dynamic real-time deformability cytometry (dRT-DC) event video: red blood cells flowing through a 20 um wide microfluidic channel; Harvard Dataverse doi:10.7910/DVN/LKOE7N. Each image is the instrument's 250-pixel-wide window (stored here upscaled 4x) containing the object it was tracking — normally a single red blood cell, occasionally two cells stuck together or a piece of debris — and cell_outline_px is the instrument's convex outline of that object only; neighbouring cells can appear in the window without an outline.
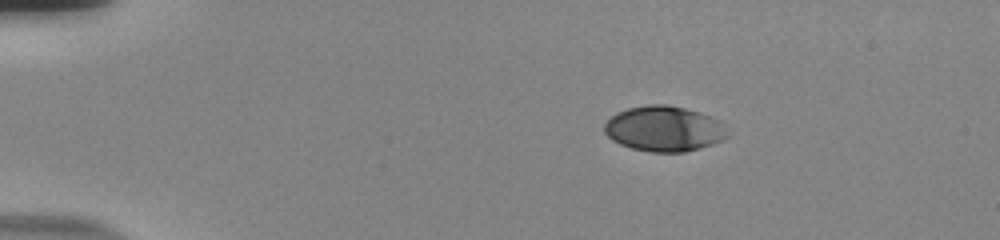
{"species": "human", "species_latin": "Homo sapiens", "temperature_condition": "room temperature", "stored_images_in_passage": 47, "camera_frame_rate_fps": 3000, "um_per_image_px": 0.085, "donor": {"sex": "male"}, "frame": {"image": 1, "passage_image": 1, "time_ms": 0.0, "image_size_px": [1000, 240], "cell_outline_px": [[728, 136], [724, 140], [700, 148], [684, 152], [648, 152], [632, 148], [620, 144], [612, 140], [604, 132], [604, 124], [616, 112], [628, 108], [648, 104], [668, 104], [684, 108], [708, 116], [724, 124]], "centroid_in_image_um": [56.42, 10.95], "position_along_channel_um": 28.6, "area_um2": 32.48}}
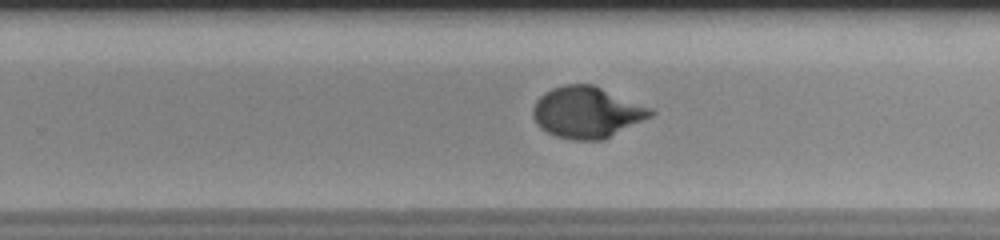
{"frame": {"image": 2, "passage_image": 28, "time_ms": 9.0, "image_size_px": [1000, 240], "cell_outline_px": [[656, 112], [652, 116], [604, 140], [572, 140], [556, 136], [540, 128], [536, 124], [532, 116], [532, 108], [536, 100], [544, 92], [552, 88], [564, 84], [592, 84], [652, 108]], "centroid_in_image_um": [49.87, 9.55], "position_along_channel_um": 279.9, "area_um2": 35.37}}
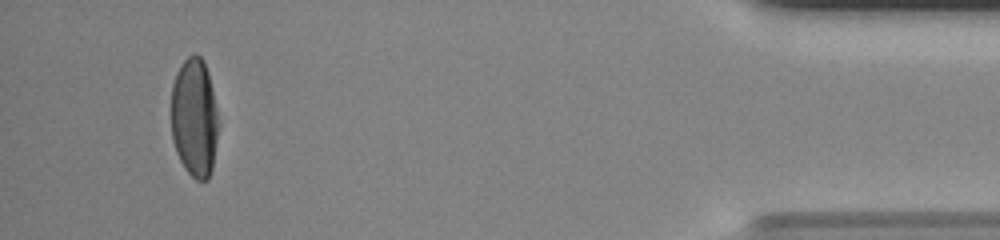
{"frame": {"image": 3, "passage_image": 44, "time_ms": 14.333, "image_size_px": [1000, 240], "cell_outline_px": [[220, 124], [212, 168], [208, 180], [196, 180], [184, 168], [176, 152], [172, 140], [172, 84], [176, 72], [180, 64], [192, 52], [196, 52], [204, 60], [208, 72]], "centroid_in_image_um": [16.53, 9.98], "position_along_channel_um": 418.7, "area_um2": 33.23}, "authors_computed_cell_mechanics": {"area_um2": 33.7552, "velocity_mm_per_s": 3.7335, "shape_relaxation_time_tau1_ms": 4.132, "shape_relaxation_time_tau2_ms": null, "deformation_change_tau1": 0.1926, "deformation_change_tau2": null}}